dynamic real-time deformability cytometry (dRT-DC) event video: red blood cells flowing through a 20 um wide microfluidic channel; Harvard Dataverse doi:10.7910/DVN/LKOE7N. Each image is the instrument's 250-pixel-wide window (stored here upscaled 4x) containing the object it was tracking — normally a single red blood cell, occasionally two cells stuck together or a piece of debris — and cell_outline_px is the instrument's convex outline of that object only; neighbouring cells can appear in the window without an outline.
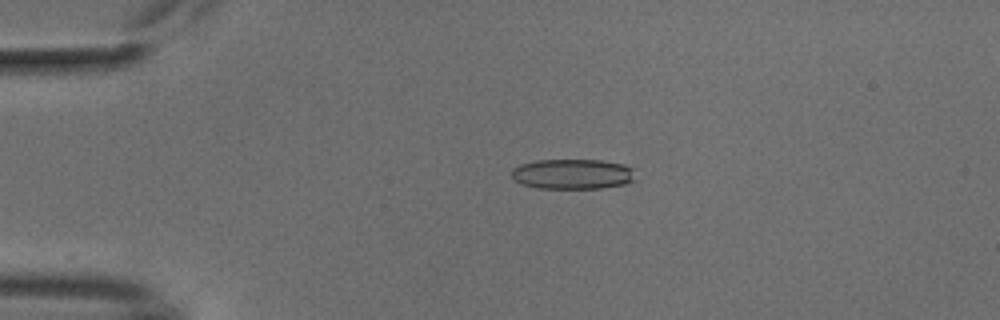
{"species": "common noctule bat (a hibernating species)", "species_latin": "Nyctalus noctula", "temperature_condition": "cold", "stored_images_in_passage": 33, "camera_frame_rate_fps": 3000, "um_per_image_px": 0.085, "animal": {"sex": "male", "body_mass_g": 18.8}, "frame": {"image": 1, "passage_image": 1, "time_ms": 0.0, "image_size_px": [1000, 320], "cell_outline_px": [[636, 180], [624, 184], [600, 188], [536, 188], [520, 184], [512, 176], [512, 168], [520, 164], [536, 160], [600, 160], [624, 164], [632, 168]], "centroid_in_image_um": [48.67, 14.79], "position_along_channel_um": 36.3, "area_um2": 21.85}}
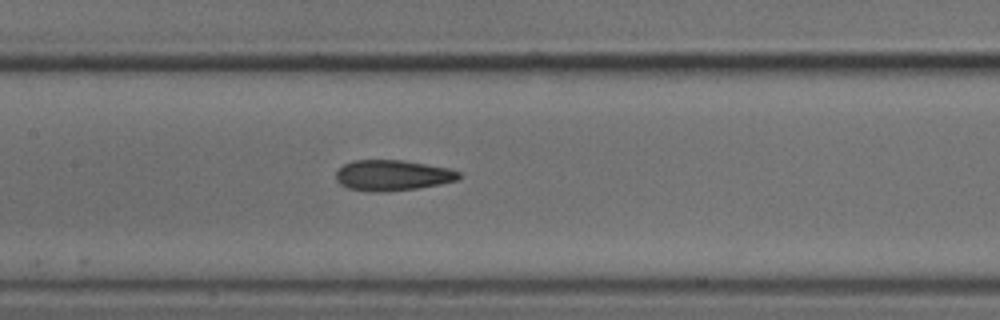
{"frame": {"image": 2, "passage_image": 18, "time_ms": 5.667, "image_size_px": [1000, 320], "cell_outline_px": [[460, 176], [456, 180], [416, 188], [348, 188], [340, 184], [336, 180], [336, 172], [344, 164], [352, 160], [404, 160], [448, 168], [460, 172]], "centroid_in_image_um": [33.36, 14.83], "position_along_channel_um": 174.0, "area_um2": 20.63}}
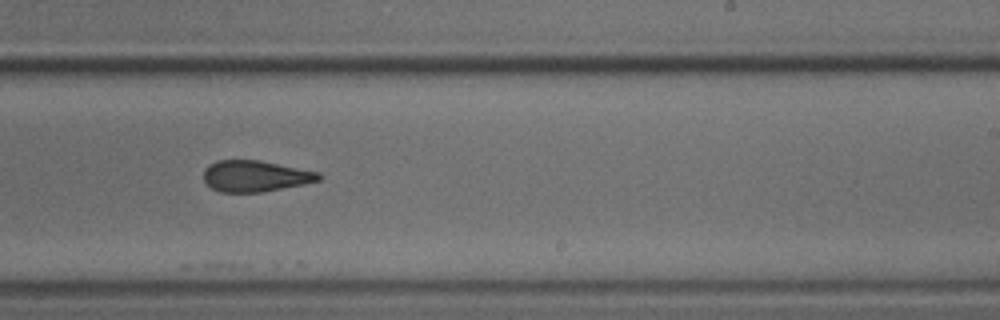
{"frame": {"image": 3, "passage_image": 27, "time_ms": 8.667, "image_size_px": [1000, 320], "cell_outline_px": [[320, 180], [260, 192], [220, 192], [212, 188], [204, 180], [204, 168], [216, 160], [260, 160], [320, 172]], "centroid_in_image_um": [21.66, 14.95], "position_along_channel_um": 267.3, "area_um2": 20.69}}